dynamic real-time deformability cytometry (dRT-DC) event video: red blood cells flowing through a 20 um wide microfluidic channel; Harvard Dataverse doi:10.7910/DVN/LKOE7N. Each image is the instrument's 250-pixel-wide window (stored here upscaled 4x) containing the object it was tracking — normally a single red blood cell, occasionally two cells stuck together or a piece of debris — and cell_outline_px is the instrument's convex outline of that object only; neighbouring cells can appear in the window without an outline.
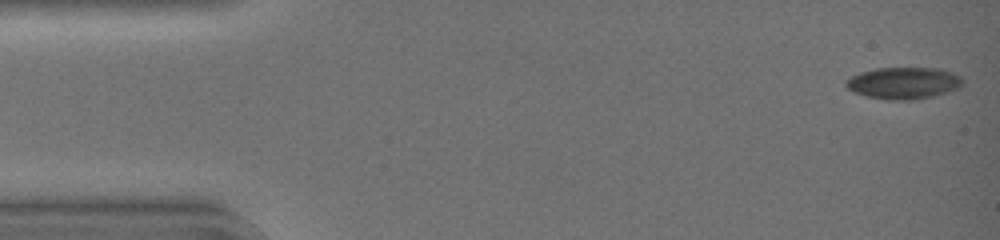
{"species": "common noctule bat (a hibernating species)", "species_latin": "Nyctalus noctula", "temperature_condition": "warm", "stored_images_in_passage": 44, "camera_frame_rate_fps": 3000, "um_per_image_px": 0.085, "animal": {"sex": "female", "body_mass_g": 19.0, "forearm_length_mm": 51.5}, "frame": {"image": 1, "passage_image": 1, "time_ms": 0.0, "image_size_px": [1000, 240], "cell_outline_px": [[964, 84], [956, 88], [932, 96], [912, 100], [888, 100], [868, 96], [852, 92], [844, 84], [852, 76], [860, 72], [876, 68], [936, 68], [952, 72], [960, 76], [964, 80]], "centroid_in_image_um": [76.8, 7.05], "position_along_channel_um": 8.2, "area_um2": 21.44}}
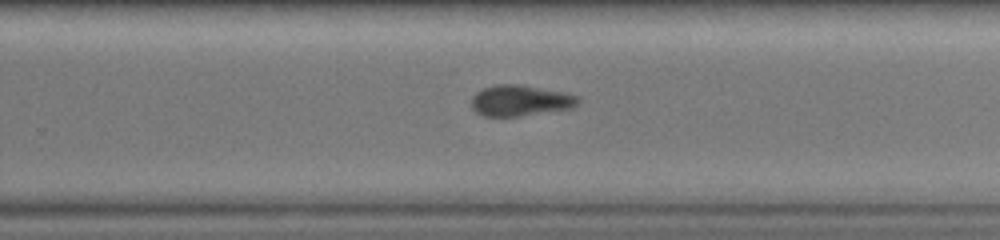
{"frame": {"image": 2, "passage_image": 29, "time_ms": 9.333, "image_size_px": [1000, 240], "cell_outline_px": [[580, 100], [572, 108], [520, 116], [484, 116], [476, 112], [472, 108], [472, 96], [476, 92], [484, 88], [496, 84], [516, 84], [568, 92], [580, 96]], "centroid_in_image_um": [44.25, 8.54], "position_along_channel_um": 285.6, "area_um2": 19.31}}
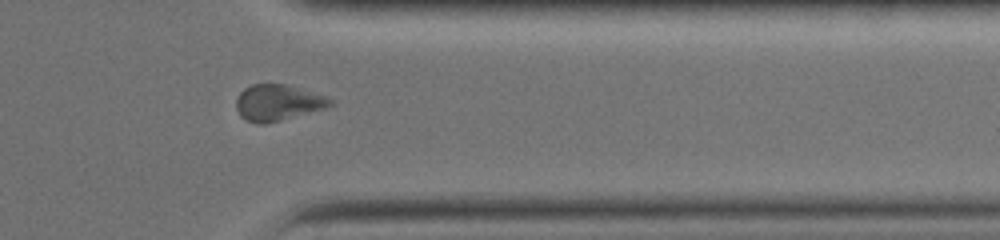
{"frame": {"image": 3, "passage_image": 36, "time_ms": 11.667, "image_size_px": [1000, 240], "cell_outline_px": [[332, 104], [328, 108], [264, 124], [256, 124], [240, 116], [236, 108], [236, 100], [240, 92], [244, 88], [252, 84], [288, 84], [324, 96], [332, 100]], "centroid_in_image_um": [23.6, 8.72], "position_along_channel_um": 387.8, "area_um2": 19.71}, "authors_computed_cell_mechanics": {"area_um2": 20.9236, "velocity_mm_per_s": 4.342, "shape_relaxation_time_tau1_ms": 8.7925, "shape_relaxation_time_tau2_ms": null, "deformation_change_tau1": 0.163, "deformation_change_tau2": null}}